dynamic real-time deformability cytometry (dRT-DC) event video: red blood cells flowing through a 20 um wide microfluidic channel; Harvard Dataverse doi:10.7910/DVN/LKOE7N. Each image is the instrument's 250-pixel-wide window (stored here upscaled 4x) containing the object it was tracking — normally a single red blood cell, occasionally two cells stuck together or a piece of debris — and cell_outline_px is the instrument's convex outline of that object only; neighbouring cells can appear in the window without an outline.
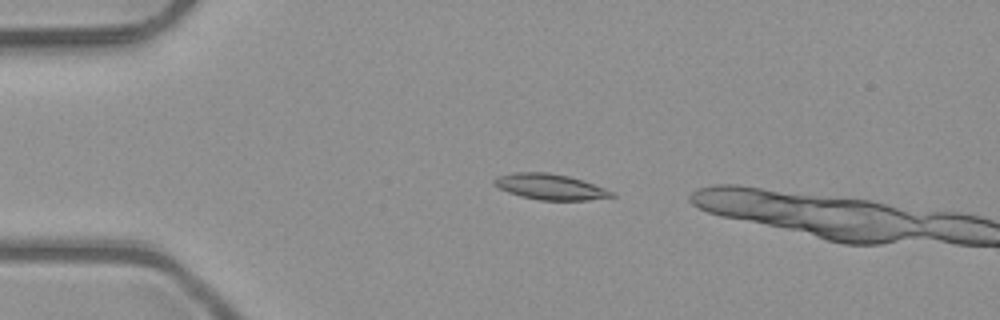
{"species": "common noctule bat (a hibernating species)", "species_latin": "Nyctalus noctula", "temperature_condition": "room temperature", "stored_images_in_passage": 2, "camera_frame_rate_fps": 3000, "um_per_image_px": 0.085, "animal": {"sex": "male", "body_mass_g": 23.1, "forearm_length_mm": 52.7}, "frame": {"image": 1, "passage_image": 1, "time_ms": 0.0, "image_size_px": [1000, 320], "cell_outline_px": [[616, 196], [588, 200], [540, 200], [520, 196], [508, 192], [492, 184], [492, 180], [496, 176], [512, 172], [548, 172], [568, 176], [584, 180], [604, 188], [612, 192]], "centroid_in_image_um": [46.72, 15.86], "position_along_channel_um": 38.3, "area_um2": 17.69}}